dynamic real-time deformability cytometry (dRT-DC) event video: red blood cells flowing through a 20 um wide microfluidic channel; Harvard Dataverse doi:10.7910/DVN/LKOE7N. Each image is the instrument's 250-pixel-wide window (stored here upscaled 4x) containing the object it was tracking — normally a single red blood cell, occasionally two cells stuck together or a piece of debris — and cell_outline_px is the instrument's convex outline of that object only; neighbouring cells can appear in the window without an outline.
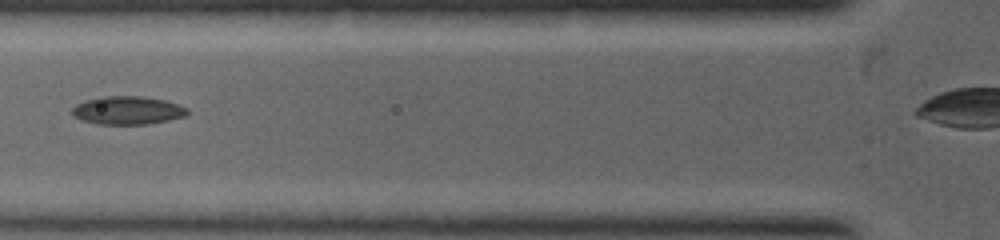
{"species": "common noctule bat (a hibernating species)", "species_latin": "Nyctalus noctula", "temperature_condition": "warm", "stored_images_in_passage": 19, "segment_of_instrument_passage": [1, 2], "camera_frame_rate_fps": 5000, "um_per_image_px": 0.085, "animal": {"sex": "female", "body_mass_g": 19.0, "forearm_length_mm": 53.3}, "frame": {"image": 1, "passage_image": 5, "time_ms": 1.0, "image_size_px": [1000, 240], "cell_outline_px": [[188, 116], [148, 124], [96, 124], [72, 116], [72, 108], [76, 104], [84, 100], [100, 96], [140, 96], [164, 100], [180, 104], [188, 108]], "centroid_in_image_um": [10.85, 9.37], "position_along_channel_um": 114.9, "area_um2": 19.13}}
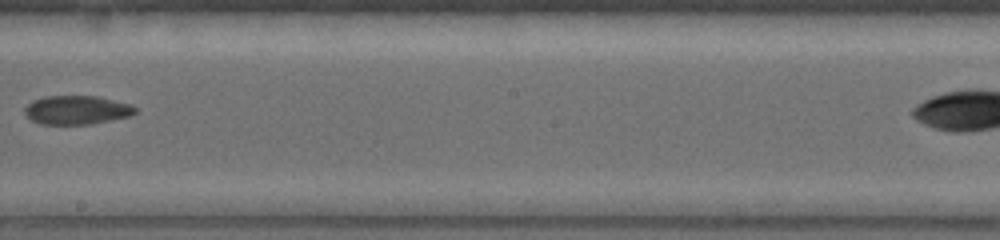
{"frame": {"image": 2, "passage_image": 12, "time_ms": 2.8, "image_size_px": [1000, 240], "cell_outline_px": [[136, 112], [128, 116], [92, 124], [40, 124], [32, 120], [24, 112], [24, 108], [32, 100], [44, 96], [96, 96], [132, 104], [136, 108]], "centroid_in_image_um": [6.51, 9.34], "position_along_channel_um": 241.7, "area_um2": 18.5}}
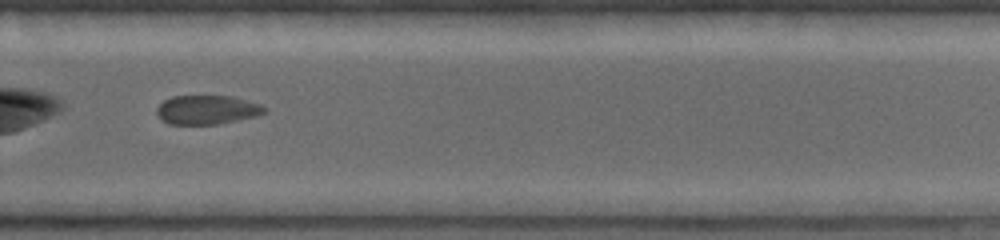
{"frame": {"image": 3, "passage_image": 16, "time_ms": 3.8, "image_size_px": [1000, 240], "cell_outline_px": [[268, 108], [264, 112], [256, 116], [216, 124], [168, 124], [156, 112], [156, 108], [164, 100], [172, 96], [232, 96], [260, 104]], "centroid_in_image_um": [17.6, 9.32], "position_along_channel_um": 312.2, "area_um2": 18.03}}